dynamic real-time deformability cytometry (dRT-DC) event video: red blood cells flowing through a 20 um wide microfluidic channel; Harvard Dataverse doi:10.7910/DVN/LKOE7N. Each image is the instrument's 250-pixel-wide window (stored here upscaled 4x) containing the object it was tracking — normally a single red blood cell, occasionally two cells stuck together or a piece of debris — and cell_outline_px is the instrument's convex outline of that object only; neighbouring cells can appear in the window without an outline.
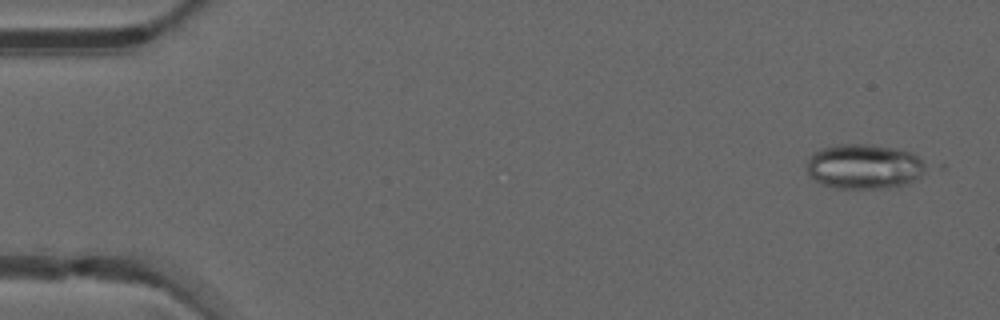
{"species": "common noctule bat (a hibernating species)", "species_latin": "Nyctalus noctula", "temperature_condition": "warm", "stored_images_in_passage": 49, "camera_frame_rate_fps": 3000, "um_per_image_px": 0.085, "animal": {"sex": "male", "forearm_length_mm": 52.5}, "frame": {"image": 1, "passage_image": 3, "time_ms": 0.667, "image_size_px": [1000, 320], "cell_outline_px": [[932, 168], [916, 180], [908, 184], [888, 188], [832, 188], [820, 184], [808, 172], [808, 156], [812, 152], [820, 148], [836, 144], [872, 144], [896, 148], [912, 152], [928, 164]], "centroid_in_image_um": [73.52, 14.14], "position_along_channel_um": 11.5, "area_um2": 31.96}}
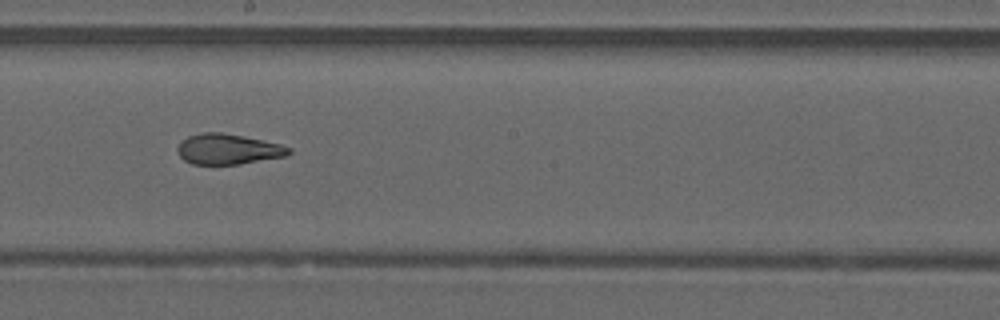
{"frame": {"image": 2, "passage_image": 28, "time_ms": 9.0, "image_size_px": [1000, 320], "cell_outline_px": [[292, 152], [288, 156], [240, 164], [192, 164], [184, 160], [180, 156], [176, 148], [188, 136], [200, 132], [220, 132], [244, 136], [280, 144], [292, 148]], "centroid_in_image_um": [19.42, 12.68], "position_along_channel_um": 228.8, "area_um2": 19.83}}
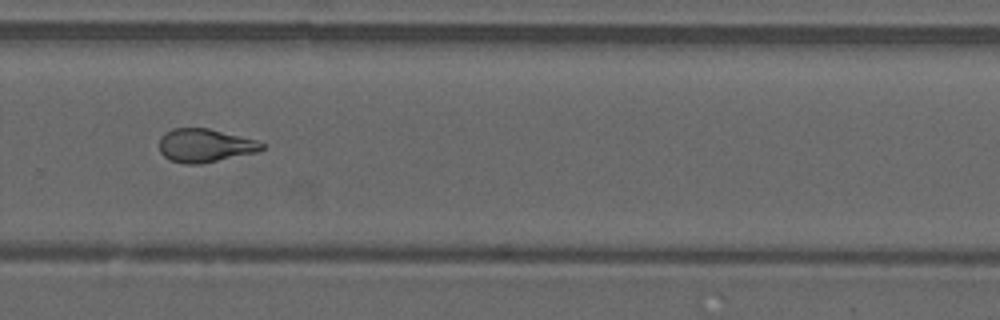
{"frame": {"image": 3, "passage_image": 34, "time_ms": 11.0, "image_size_px": [1000, 320], "cell_outline_px": [[264, 148], [260, 152], [200, 164], [184, 164], [172, 160], [164, 156], [160, 152], [160, 136], [164, 132], [172, 128], [208, 128], [256, 140], [264, 144]], "centroid_in_image_um": [17.43, 12.37], "position_along_channel_um": 312.4, "area_um2": 20.06}, "authors_computed_cell_mechanics": {"area_um2": 21.675, "velocity_mm_per_s": 4.2041, "shape_relaxation_time_tau1_ms": null, "shape_relaxation_time_tau2_ms": 1.8954, "deformation_change_tau1": null, "deformation_change_tau2": 0.1075}}